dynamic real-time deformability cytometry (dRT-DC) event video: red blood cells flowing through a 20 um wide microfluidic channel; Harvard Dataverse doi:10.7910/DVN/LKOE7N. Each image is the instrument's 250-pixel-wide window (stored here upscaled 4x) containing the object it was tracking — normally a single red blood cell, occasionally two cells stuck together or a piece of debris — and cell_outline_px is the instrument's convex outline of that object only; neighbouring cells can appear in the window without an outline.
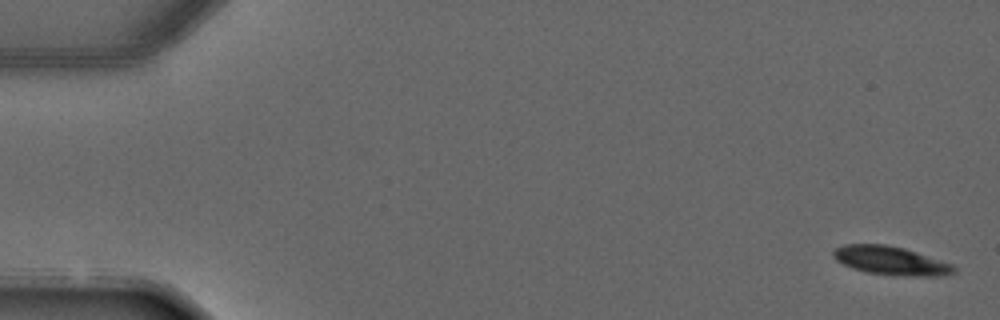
{"species": "common noctule bat (a hibernating species)", "species_latin": "Nyctalus noctula", "temperature_condition": "warm", "stored_images_in_passage": 4, "camera_frame_rate_fps": 3000, "um_per_image_px": 0.085, "animal": {"sex": "male", "forearm_length_mm": 52.5}, "frame": {"image": 1, "passage_image": 1, "time_ms": 0.0, "image_size_px": [1000, 320], "cell_outline_px": [[956, 272], [940, 276], [912, 276], [868, 272], [844, 264], [836, 260], [832, 256], [832, 252], [836, 248], [844, 244], [884, 244], [904, 248], [952, 264], [956, 268]], "centroid_in_image_um": [75.73, 22.14], "position_along_channel_um": 9.3, "area_um2": 19.71}}
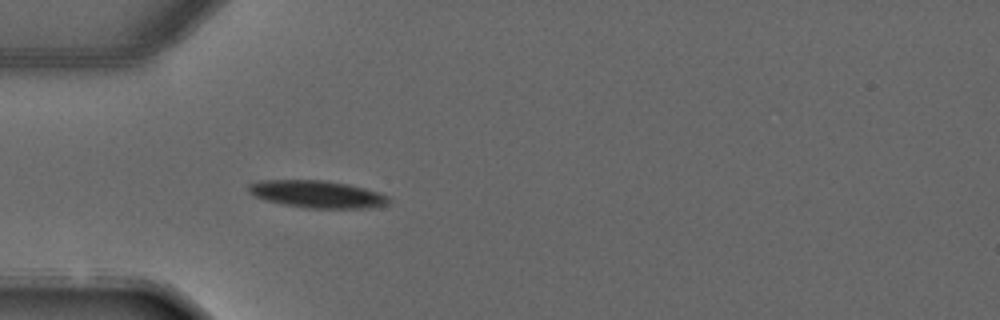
{"frame": {"image": 2, "passage_image": 4, "time_ms": 4.0, "image_size_px": [1000, 320], "cell_outline_px": [[392, 200], [388, 204], [368, 208], [308, 208], [284, 204], [264, 200], [252, 196], [248, 192], [248, 184], [260, 180], [324, 180], [348, 184], [380, 192], [388, 196]], "centroid_in_image_um": [26.95, 16.5], "position_along_channel_um": 58.1, "area_um2": 22.48}}